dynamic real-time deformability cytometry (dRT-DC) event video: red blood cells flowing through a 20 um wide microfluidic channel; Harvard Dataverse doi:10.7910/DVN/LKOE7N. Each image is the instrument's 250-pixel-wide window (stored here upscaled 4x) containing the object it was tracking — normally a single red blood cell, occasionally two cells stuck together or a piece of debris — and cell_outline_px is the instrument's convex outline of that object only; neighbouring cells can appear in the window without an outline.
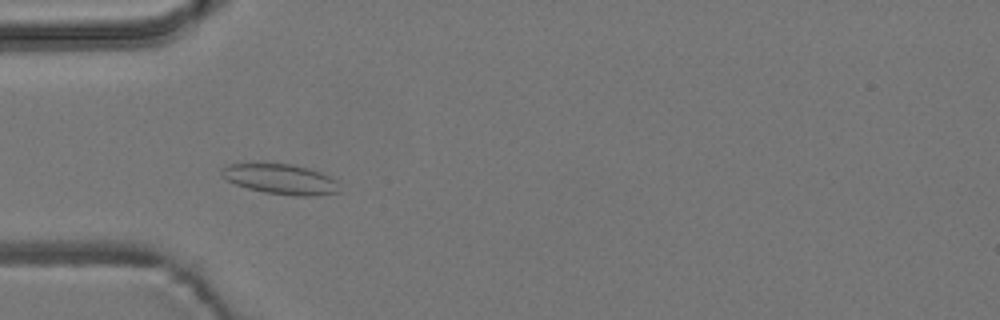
{"species": "common noctule bat (a hibernating species)", "species_latin": "Nyctalus noctula", "temperature_condition": "room temperature", "stored_images_in_passage": 5, "camera_frame_rate_fps": 3000, "um_per_image_px": 0.085, "animal": {"sex": "male", "body_mass_g": 19.2, "forearm_length_mm": 51.8}, "frame": {"image": 1, "passage_image": 4, "time_ms": 3.667, "image_size_px": [1000, 320], "cell_outline_px": [[340, 192], [316, 196], [296, 196], [264, 192], [248, 188], [236, 184], [220, 176], [220, 172], [224, 168], [232, 164], [292, 164], [308, 168], [320, 172], [336, 180]], "centroid_in_image_um": [23.89, 15.24], "position_along_channel_um": 61.1, "area_um2": 20.46}}